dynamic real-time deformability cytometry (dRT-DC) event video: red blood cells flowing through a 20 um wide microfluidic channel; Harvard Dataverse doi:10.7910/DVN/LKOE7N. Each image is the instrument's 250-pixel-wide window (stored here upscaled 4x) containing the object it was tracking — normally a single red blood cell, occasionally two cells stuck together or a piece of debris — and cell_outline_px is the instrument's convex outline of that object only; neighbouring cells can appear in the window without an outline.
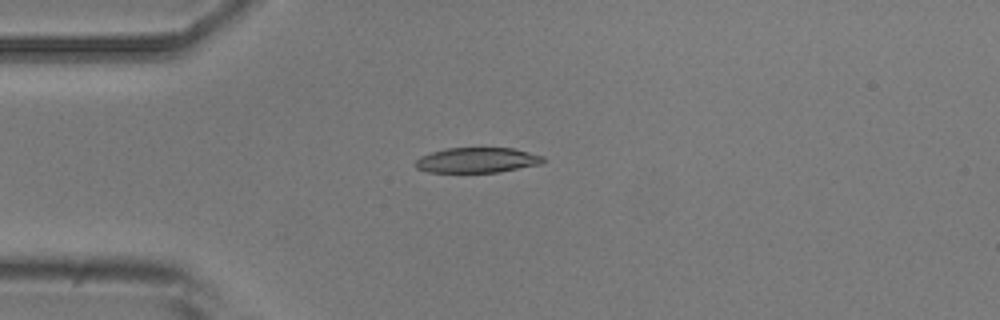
{"species": "common noctule bat (a hibernating species)", "species_latin": "Nyctalus noctula", "temperature_condition": "room temperature", "stored_images_in_passage": 9, "camera_frame_rate_fps": 3000, "um_per_image_px": 0.085, "animal": {"sex": "male", "body_mass_g": 20.5, "forearm_length_mm": 52.5}, "frame": {"image": 1, "passage_image": 4, "time_ms": 3.667, "image_size_px": [1000, 320], "cell_outline_px": [[544, 160], [540, 164], [496, 172], [428, 172], [416, 168], [416, 160], [420, 156], [444, 148], [512, 148], [544, 156]], "centroid_in_image_um": [40.52, 13.61], "position_along_channel_um": 44.5, "area_um2": 18.55}}
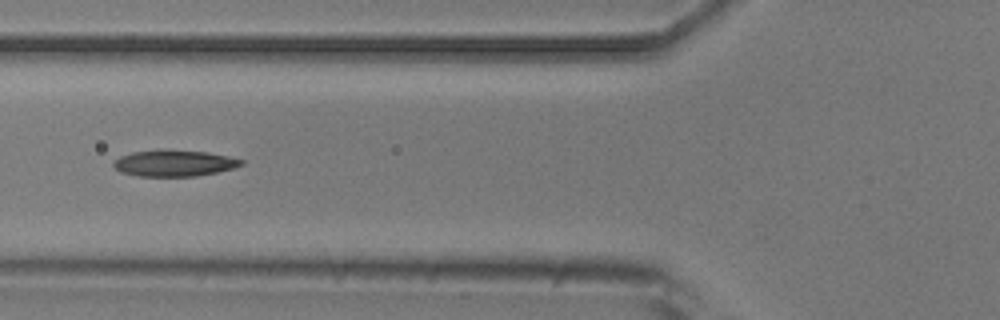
{"frame": {"image": 2, "passage_image": 6, "time_ms": 6.0, "image_size_px": [1000, 320], "cell_outline_px": [[244, 164], [232, 168], [216, 172], [196, 176], [140, 176], [120, 172], [112, 164], [120, 156], [132, 152], [160, 148], [164, 148], [208, 152], [228, 156], [244, 160]], "centroid_in_image_um": [14.8, 13.84], "position_along_channel_um": 111.0, "area_um2": 19.83}}
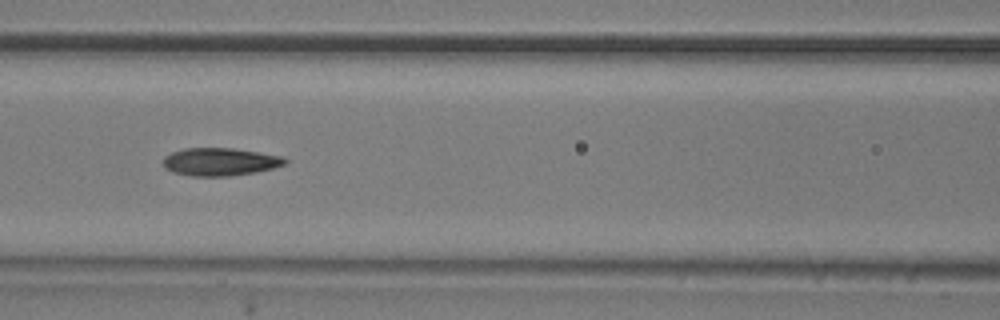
{"frame": {"image": 3, "passage_image": 7, "time_ms": 7.0, "image_size_px": [1000, 320], "cell_outline_px": [[288, 160], [284, 164], [272, 168], [256, 172], [232, 176], [192, 176], [172, 172], [164, 168], [164, 156], [172, 152], [184, 148], [232, 148], [284, 156]], "centroid_in_image_um": [18.7, 13.75], "position_along_channel_um": 147.9, "area_um2": 19.83}}